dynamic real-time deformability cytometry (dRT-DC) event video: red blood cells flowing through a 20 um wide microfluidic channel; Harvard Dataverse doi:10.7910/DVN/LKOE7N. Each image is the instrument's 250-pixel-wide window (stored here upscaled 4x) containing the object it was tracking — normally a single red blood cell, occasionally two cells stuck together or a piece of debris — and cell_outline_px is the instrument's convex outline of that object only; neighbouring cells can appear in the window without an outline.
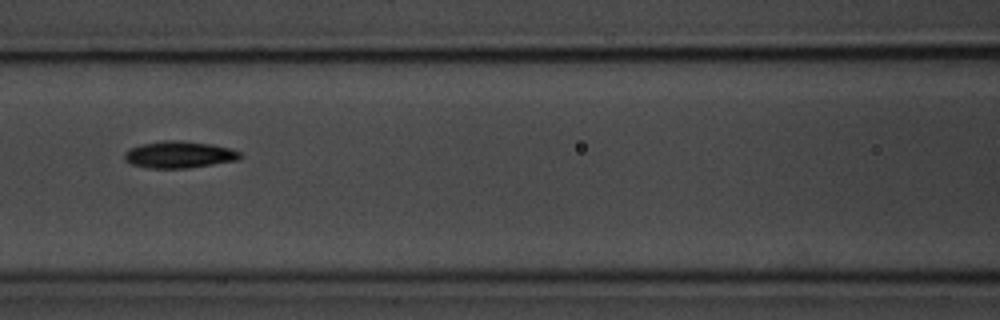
{"species": "common noctule bat (a hibernating species)", "species_latin": "Nyctalus noctula", "temperature_condition": "room temperature", "stored_images_in_passage": 8, "camera_frame_rate_fps": 3000, "um_per_image_px": 0.085, "animal": {"sex": "male", "body_mass_g": 20.1, "forearm_length_mm": 53.5}, "frame": {"image": 1, "passage_image": 6, "time_ms": 5.667, "image_size_px": [1000, 320], "cell_outline_px": [[244, 156], [236, 160], [188, 168], [148, 168], [132, 164], [124, 160], [124, 152], [128, 148], [140, 144], [164, 140], [180, 140], [212, 144], [228, 148], [240, 152]], "centroid_in_image_um": [15.18, 13.13], "position_along_channel_um": 151.4, "area_um2": 18.15}}
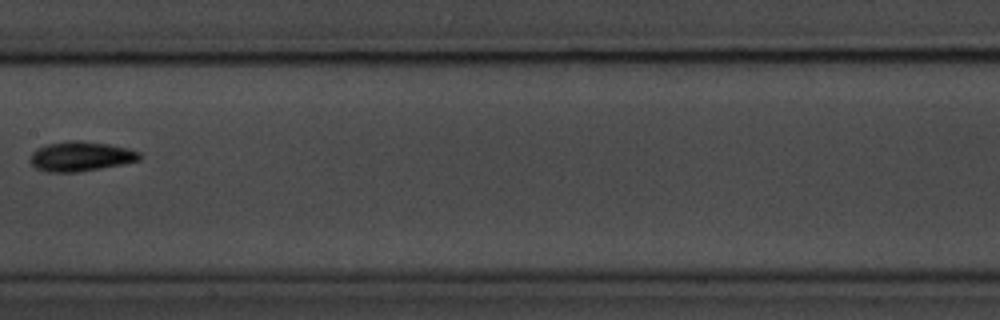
{"frame": {"image": 2, "passage_image": 7, "time_ms": 7.0, "image_size_px": [1000, 320], "cell_outline_px": [[140, 160], [124, 164], [76, 172], [48, 172], [36, 168], [32, 164], [32, 152], [36, 148], [48, 144], [68, 140], [84, 140], [108, 144], [128, 148], [140, 152]], "centroid_in_image_um": [6.88, 13.28], "position_along_channel_um": 200.5, "area_um2": 18.9}}